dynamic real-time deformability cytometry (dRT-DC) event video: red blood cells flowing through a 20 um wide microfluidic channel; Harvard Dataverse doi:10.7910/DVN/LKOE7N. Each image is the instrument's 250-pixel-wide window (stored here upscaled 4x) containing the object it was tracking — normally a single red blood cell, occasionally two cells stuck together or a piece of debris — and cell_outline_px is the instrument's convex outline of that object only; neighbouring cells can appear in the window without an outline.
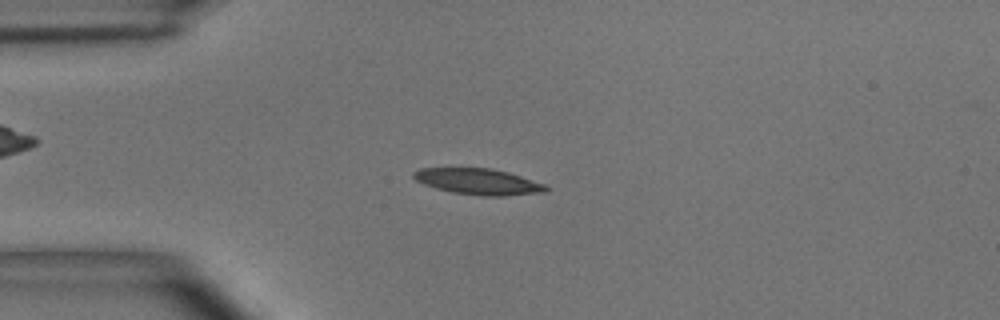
{"species": "common noctule bat (a hibernating species)", "species_latin": "Nyctalus noctula", "temperature_condition": "room temperature", "stored_images_in_passage": 54, "camera_frame_rate_fps": 3000, "um_per_image_px": 0.085, "animal": {"sex": "male", "body_mass_g": 15.6}, "frame": {"image": 1, "passage_image": 13, "time_ms": 4.0, "image_size_px": [1000, 320], "cell_outline_px": [[548, 192], [504, 196], [484, 196], [452, 192], [436, 188], [424, 184], [416, 180], [412, 176], [412, 172], [420, 168], [488, 168], [508, 172], [544, 184], [548, 188]], "centroid_in_image_um": [40.65, 15.44], "position_along_channel_um": 44.4, "area_um2": 20.0}}
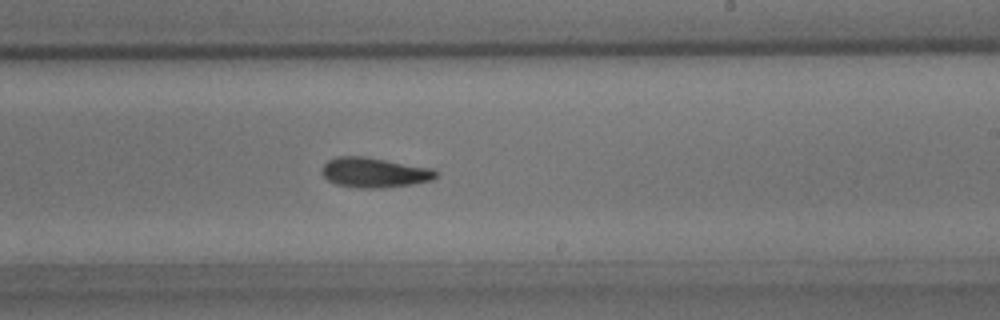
{"frame": {"image": 2, "passage_image": 32, "time_ms": 10.333, "image_size_px": [1000, 320], "cell_outline_px": [[440, 172], [432, 180], [412, 184], [384, 188], [356, 188], [336, 184], [328, 180], [320, 172], [320, 168], [328, 160], [336, 156], [364, 156], [432, 168]], "centroid_in_image_um": [31.8, 14.66], "position_along_channel_um": 257.2, "area_um2": 20.11}}
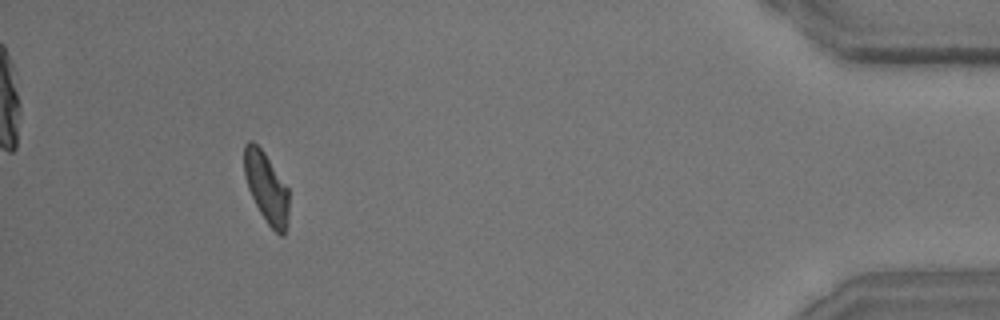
{"frame": {"image": 3, "passage_image": 50, "time_ms": 16.333, "image_size_px": [1000, 320], "cell_outline_px": [[288, 224], [284, 236], [280, 236], [268, 224], [260, 212], [248, 188], [244, 172], [244, 144], [248, 140], [252, 140], [264, 152], [288, 188]], "centroid_in_image_um": [22.65, 15.95], "position_along_channel_um": 412.6, "area_um2": 18.26}, "authors_computed_cell_mechanics": {"area_um2": 19.2763, "velocity_mm_per_s": 3.632, "shape_relaxation_time_tau1_ms": 5.2307, "shape_relaxation_time_tau2_ms": 6.5406, "deformation_change_tau1": 0.1548, "deformation_change_tau2": 0.151}}